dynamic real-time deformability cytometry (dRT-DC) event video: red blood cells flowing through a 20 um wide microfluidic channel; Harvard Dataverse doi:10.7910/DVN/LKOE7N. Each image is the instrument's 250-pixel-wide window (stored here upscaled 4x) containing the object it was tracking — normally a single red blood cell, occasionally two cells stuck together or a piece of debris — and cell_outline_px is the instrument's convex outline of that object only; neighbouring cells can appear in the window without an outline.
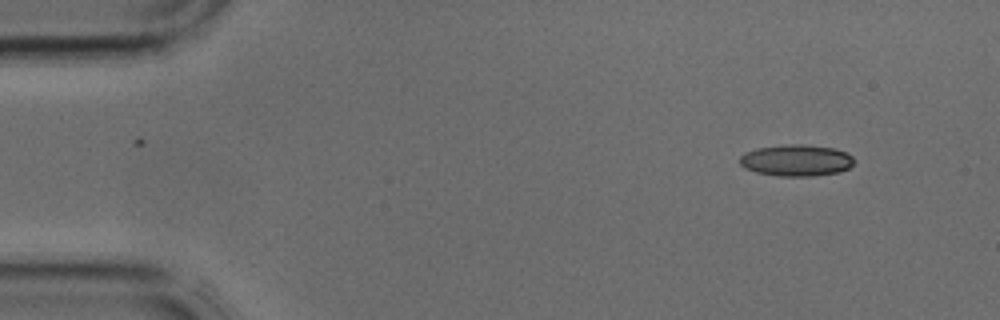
{"species": "common noctule bat (a hibernating species)", "species_latin": "Nyctalus noctula", "temperature_condition": "cold", "stored_images_in_passage": 2, "camera_frame_rate_fps": 3000, "um_per_image_px": 0.085, "animal": {"sex": "male", "body_mass_g": 17.9, "forearm_length_mm": 54.2}, "frame": {"image": 1, "passage_image": 2, "time_ms": 0.333, "image_size_px": [1000, 320], "cell_outline_px": [[856, 160], [848, 168], [840, 172], [812, 176], [780, 176], [756, 172], [744, 168], [740, 164], [740, 156], [744, 152], [756, 148], [788, 144], [800, 144], [836, 148], [852, 156]], "centroid_in_image_um": [67.68, 13.63], "position_along_channel_um": 17.3, "area_um2": 21.1}}